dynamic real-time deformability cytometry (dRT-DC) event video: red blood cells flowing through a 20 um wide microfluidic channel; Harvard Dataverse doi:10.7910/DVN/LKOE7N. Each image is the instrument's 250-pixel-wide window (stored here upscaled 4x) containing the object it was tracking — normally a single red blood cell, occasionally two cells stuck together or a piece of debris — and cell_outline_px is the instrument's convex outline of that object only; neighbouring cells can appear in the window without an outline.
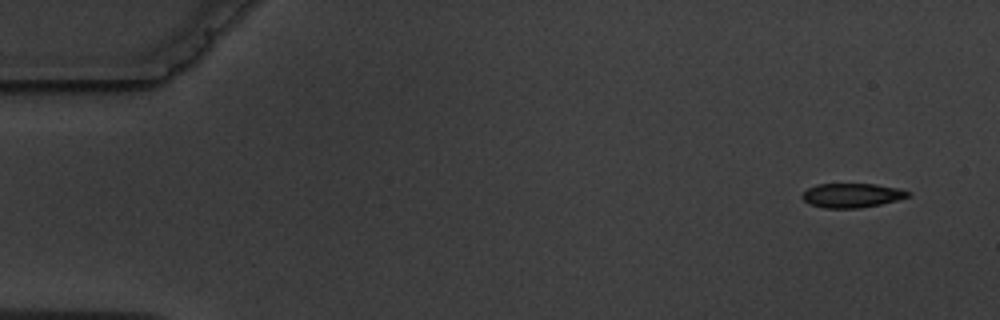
{"species": "common noctule bat (a hibernating species)", "species_latin": "Nyctalus noctula", "temperature_condition": "warm", "stored_images_in_passage": 9, "camera_frame_rate_fps": 3000, "um_per_image_px": 0.085, "animal": {"sex": "male", "body_mass_g": 19.5, "forearm_length_mm": 54.6}, "frame": {"image": 1, "passage_image": 1, "time_ms": 0.0, "image_size_px": [1000, 320], "cell_outline_px": [[912, 196], [880, 204], [856, 208], [824, 208], [808, 204], [800, 196], [808, 188], [816, 184], [876, 184], [896, 188], [912, 192]], "centroid_in_image_um": [72.4, 16.6], "position_along_channel_um": 12.6, "area_um2": 14.97}}
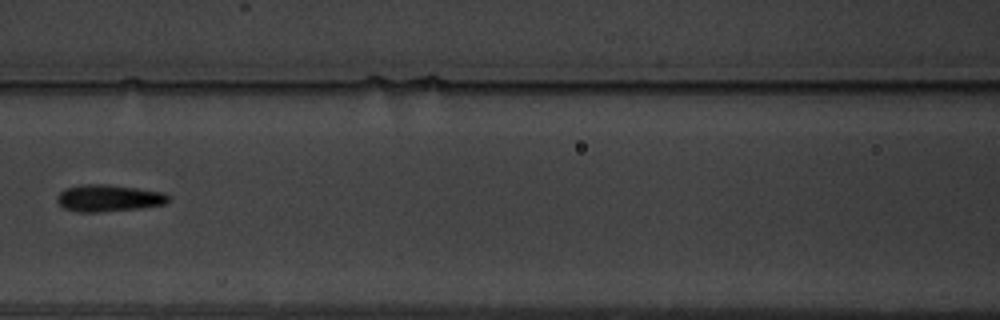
{"frame": {"image": 2, "passage_image": 6, "time_ms": 7.333, "image_size_px": [1000, 320], "cell_outline_px": [[168, 200], [164, 204], [136, 208], [96, 212], [76, 212], [64, 208], [56, 200], [56, 196], [64, 188], [80, 184], [108, 184], [164, 192], [168, 196]], "centroid_in_image_um": [9.16, 16.82], "position_along_channel_um": 157.4, "area_um2": 17.34}}
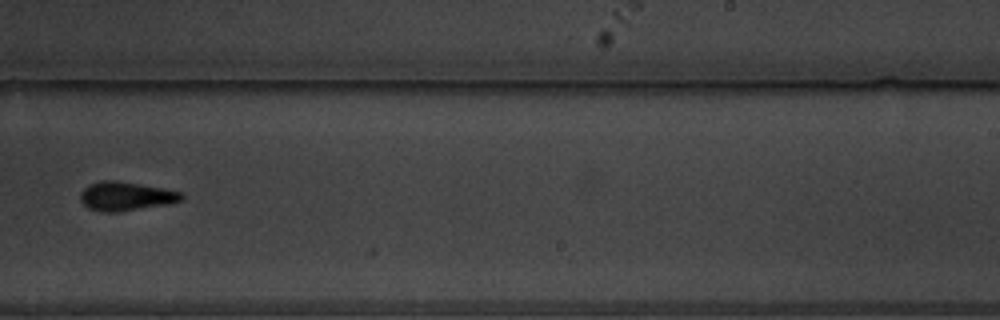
{"frame": {"image": 3, "passage_image": 9, "time_ms": 10.667, "image_size_px": [1000, 320], "cell_outline_px": [[184, 196], [180, 200], [168, 204], [120, 212], [100, 212], [88, 208], [80, 200], [80, 192], [88, 184], [100, 180], [116, 180], [164, 188], [184, 192]], "centroid_in_image_um": [10.68, 16.67], "position_along_channel_um": 278.3, "area_um2": 17.28}}